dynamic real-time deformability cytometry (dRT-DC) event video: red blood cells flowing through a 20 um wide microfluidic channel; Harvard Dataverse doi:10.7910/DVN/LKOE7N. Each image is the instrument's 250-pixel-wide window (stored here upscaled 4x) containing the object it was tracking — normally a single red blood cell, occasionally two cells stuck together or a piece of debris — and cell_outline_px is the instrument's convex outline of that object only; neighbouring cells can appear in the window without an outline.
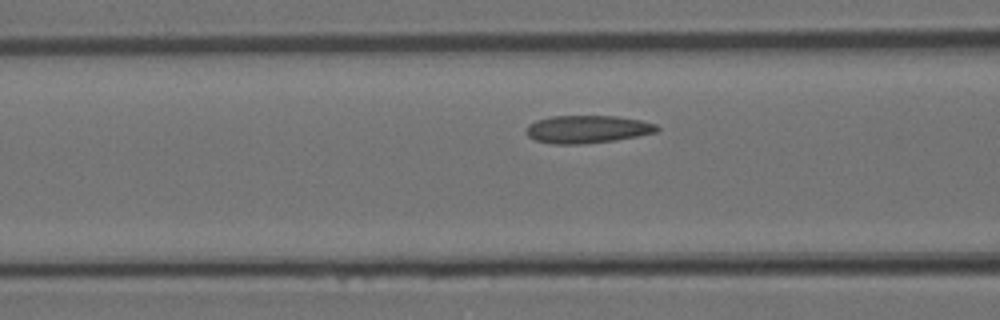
{"species": "Egyptian fruit bat (a non-hibernating species)", "species_latin": "Rousettus aegyptiacus", "temperature_condition": "room temperature", "stored_images_in_passage": 3, "camera_frame_rate_fps": 3000, "um_per_image_px": 0.085, "animal": {"sex": "female"}, "frame": {"image": 1, "passage_image": 3, "time_ms": 0.667, "image_size_px": [1000, 320], "cell_outline_px": [[660, 128], [656, 132], [616, 140], [584, 144], [552, 144], [536, 140], [528, 136], [528, 124], [536, 120], [552, 116], [616, 116], [640, 120], [656, 124]], "centroid_in_image_um": [49.93, 10.98], "position_along_channel_um": 116.7, "area_um2": 21.04}}